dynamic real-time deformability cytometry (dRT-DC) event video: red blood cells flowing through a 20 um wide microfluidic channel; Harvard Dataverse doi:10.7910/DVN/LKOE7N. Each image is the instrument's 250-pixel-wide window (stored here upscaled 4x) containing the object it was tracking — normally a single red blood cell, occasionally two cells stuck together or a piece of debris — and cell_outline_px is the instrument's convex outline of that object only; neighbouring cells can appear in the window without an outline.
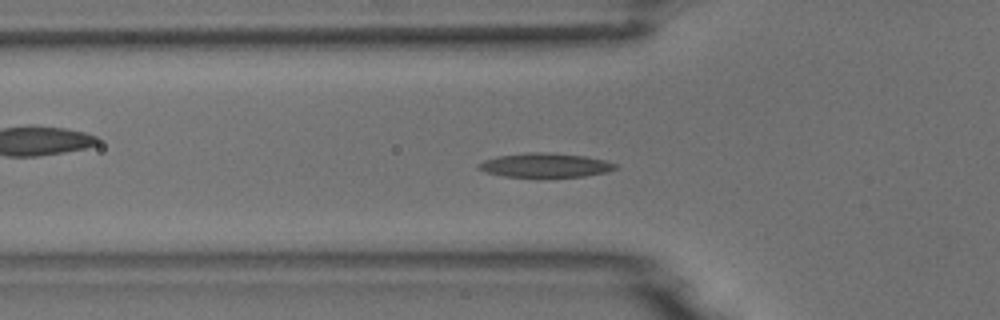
{"species": "common noctule bat (a hibernating species)", "species_latin": "Nyctalus noctula", "temperature_condition": "room temperature", "stored_images_in_passage": 33, "camera_frame_rate_fps": 3000, "um_per_image_px": 0.085, "animal": {"sex": "male", "body_mass_g": 18.8}, "frame": {"image": 1, "passage_image": 18, "time_ms": 5.667, "image_size_px": [1000, 320], "cell_outline_px": [[620, 168], [608, 172], [584, 176], [536, 180], [504, 176], [488, 172], [476, 168], [476, 164], [484, 160], [500, 156], [528, 152], [548, 152], [584, 156], [604, 160], [616, 164]], "centroid_in_image_um": [46.35, 14.09], "position_along_channel_um": 79.4, "area_um2": 20.17}}